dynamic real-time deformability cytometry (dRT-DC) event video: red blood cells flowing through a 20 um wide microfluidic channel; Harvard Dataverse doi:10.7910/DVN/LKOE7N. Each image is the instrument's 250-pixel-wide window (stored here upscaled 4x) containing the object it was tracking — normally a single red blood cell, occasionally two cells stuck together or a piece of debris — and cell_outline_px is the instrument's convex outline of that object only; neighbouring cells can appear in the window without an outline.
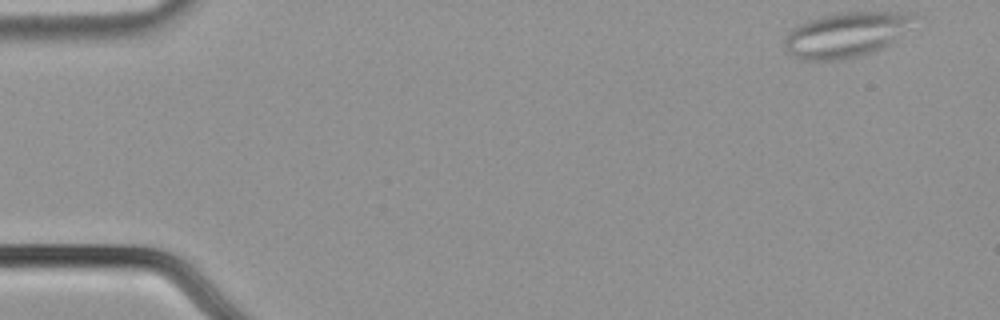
{"species": "common noctule bat (a hibernating species)", "species_latin": "Nyctalus noctula", "temperature_condition": "cold", "stored_images_in_passage": 53, "camera_frame_rate_fps": 3000, "um_per_image_px": 0.085, "animal": {"sex": "male", "body_mass_g": 21.5, "forearm_length_mm": 52.0}, "frame": {"image": 1, "passage_image": 1, "time_ms": 0.0, "image_size_px": [1000, 320], "cell_outline_px": [[920, 16], [892, 44], [876, 52], [844, 60], [800, 60], [792, 56], [784, 48], [784, 40], [788, 32], [792, 28], [808, 20], [820, 16], [836, 12], [916, 12]], "centroid_in_image_um": [71.96, 2.95], "position_along_channel_um": 13.0, "area_um2": 34.8}}
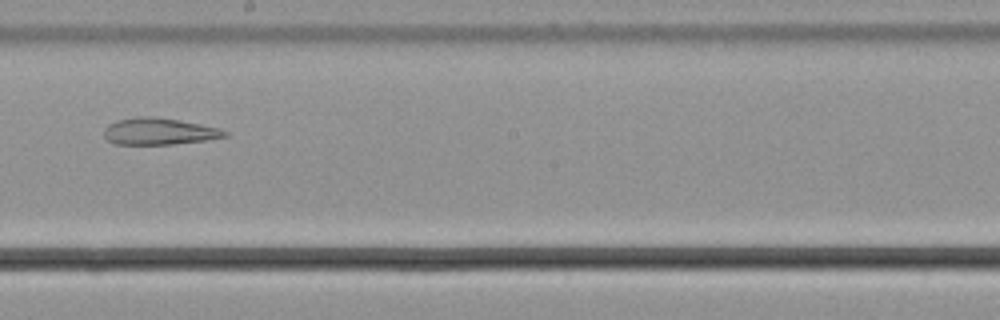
{"frame": {"image": 2, "passage_image": 29, "time_ms": 9.333, "image_size_px": [1000, 320], "cell_outline_px": [[228, 136], [208, 140], [172, 144], [112, 144], [104, 136], [104, 128], [108, 124], [116, 120], [136, 116], [152, 116], [180, 120], [220, 128], [228, 132]], "centroid_in_image_um": [13.51, 11.16], "position_along_channel_um": 234.7, "area_um2": 19.02}}
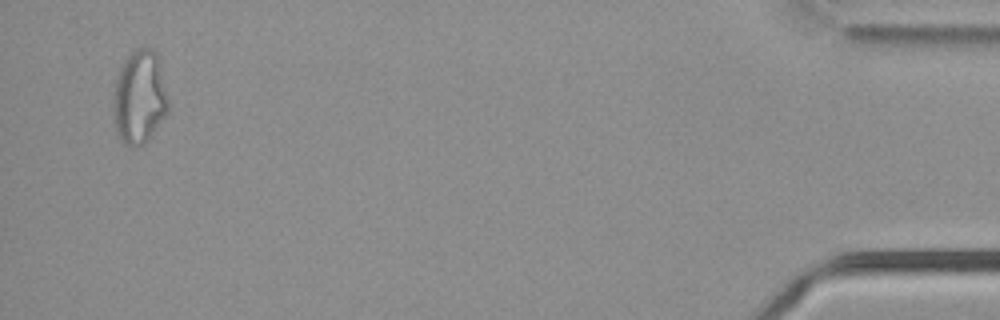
{"frame": {"image": 3, "passage_image": 51, "time_ms": 16.667, "image_size_px": [1000, 320], "cell_outline_px": [[168, 112], [144, 144], [124, 144], [120, 140], [116, 132], [112, 112], [112, 96], [116, 76], [124, 60], [136, 48], [152, 48], [156, 52], [160, 60], [168, 96]], "centroid_in_image_um": [11.84, 8.23], "position_along_channel_um": 423.4, "area_um2": 30.35}, "authors_computed_cell_mechanics": {"area_um2": 26.7036, "velocity_mm_per_s": 3.7129, "shape_relaxation_time_tau1_ms": null, "shape_relaxation_time_tau2_ms": 3.8058, "deformation_change_tau1": null, "deformation_change_tau2": 0.141}}